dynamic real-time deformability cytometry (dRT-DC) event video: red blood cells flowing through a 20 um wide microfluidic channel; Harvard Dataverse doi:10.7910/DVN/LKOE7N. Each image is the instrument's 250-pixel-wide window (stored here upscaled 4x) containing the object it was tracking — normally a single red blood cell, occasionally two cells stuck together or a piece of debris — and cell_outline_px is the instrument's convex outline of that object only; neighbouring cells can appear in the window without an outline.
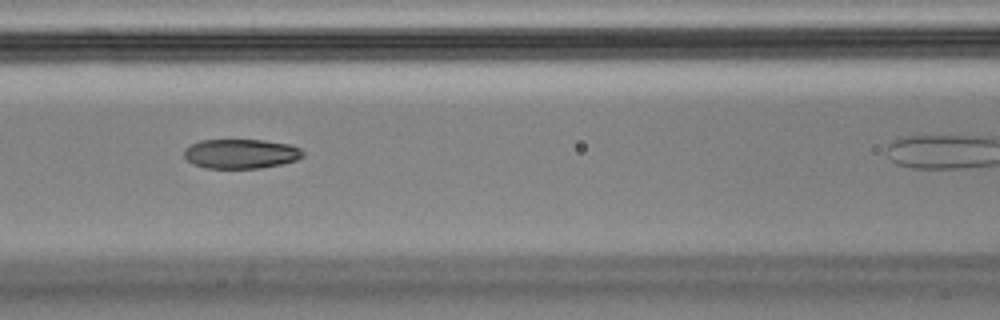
{"species": "Egyptian fruit bat (a non-hibernating species)", "species_latin": "Rousettus aegyptiacus", "temperature_condition": "cold", "stored_images_in_passage": 6, "camera_frame_rate_fps": 3000, "um_per_image_px": 0.085, "animal": {"sex": "male"}, "frame": {"image": 1, "passage_image": 5, "time_ms": 1.333, "image_size_px": [1000, 320], "cell_outline_px": [[304, 156], [296, 160], [280, 164], [260, 168], [208, 168], [192, 164], [184, 156], [184, 148], [200, 140], [264, 140], [288, 144], [300, 148], [304, 152]], "centroid_in_image_um": [20.47, 13.07], "position_along_channel_um": 146.1, "area_um2": 20.4}}